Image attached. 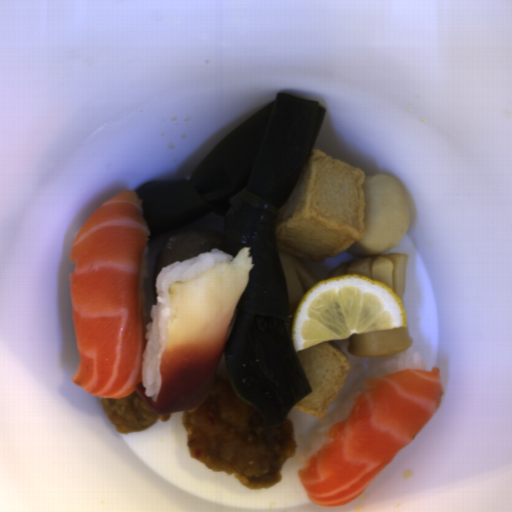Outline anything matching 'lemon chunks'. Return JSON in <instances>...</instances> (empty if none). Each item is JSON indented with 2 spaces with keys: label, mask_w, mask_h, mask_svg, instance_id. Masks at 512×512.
<instances>
[{
  "label": "lemon chunks",
  "mask_w": 512,
  "mask_h": 512,
  "mask_svg": "<svg viewBox=\"0 0 512 512\" xmlns=\"http://www.w3.org/2000/svg\"><path fill=\"white\" fill-rule=\"evenodd\" d=\"M408 317L399 294L360 274L318 280L301 297L291 320L295 352L318 343L381 329L404 328Z\"/></svg>",
  "instance_id": "1"
}]
</instances>
